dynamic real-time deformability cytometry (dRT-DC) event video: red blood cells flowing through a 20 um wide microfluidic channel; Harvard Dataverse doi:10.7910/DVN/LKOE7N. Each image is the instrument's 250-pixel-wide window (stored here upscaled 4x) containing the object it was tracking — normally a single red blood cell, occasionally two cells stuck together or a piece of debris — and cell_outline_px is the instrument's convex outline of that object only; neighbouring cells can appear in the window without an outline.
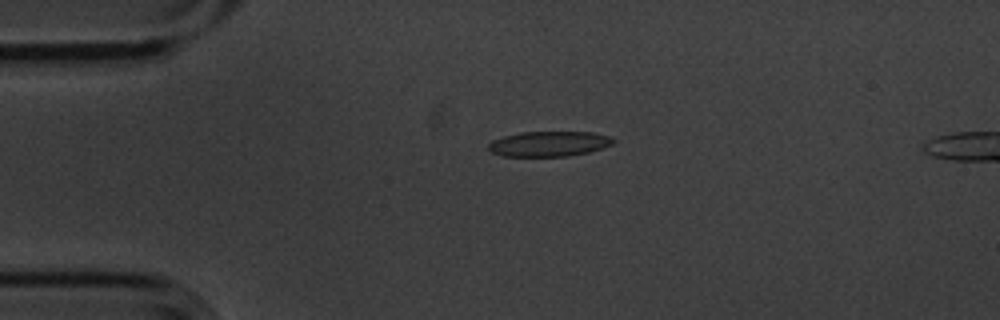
{"species": "common noctule bat (a hibernating species)", "species_latin": "Nyctalus noctula", "temperature_condition": "cold", "stored_images_in_passage": 6, "camera_frame_rate_fps": 3000, "um_per_image_px": 0.085, "animal": {"sex": "male", "body_mass_g": 20.1, "forearm_length_mm": 53.5}, "frame": {"image": 1, "passage_image": 4, "time_ms": 1.0, "image_size_px": [1000, 320], "cell_outline_px": [[616, 140], [612, 144], [588, 152], [568, 156], [504, 156], [492, 152], [488, 148], [488, 144], [492, 140], [504, 136], [520, 132], [592, 132], [608, 136]], "centroid_in_image_um": [46.64, 12.22], "position_along_channel_um": 38.4, "area_um2": 18.15}}
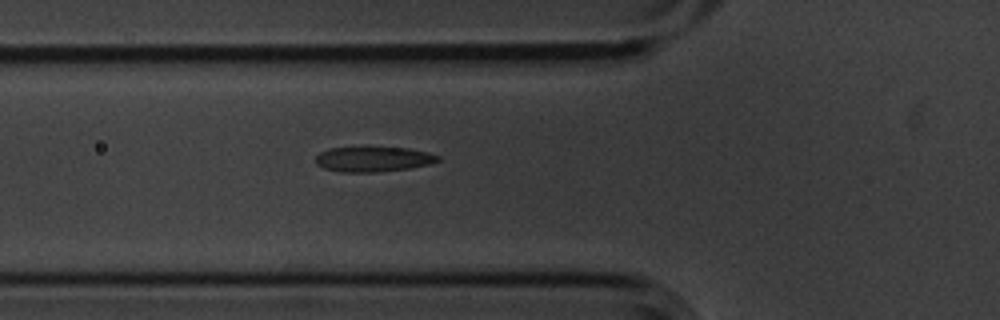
{"frame": {"image": 2, "passage_image": 6, "time_ms": 1.667, "image_size_px": [1000, 320], "cell_outline_px": [[440, 160], [428, 164], [408, 168], [376, 172], [340, 172], [324, 168], [316, 164], [316, 156], [320, 152], [328, 148], [364, 144], [408, 148], [428, 152], [440, 156]], "centroid_in_image_um": [31.68, 13.47], "position_along_channel_um": 94.1, "area_um2": 18.79}}